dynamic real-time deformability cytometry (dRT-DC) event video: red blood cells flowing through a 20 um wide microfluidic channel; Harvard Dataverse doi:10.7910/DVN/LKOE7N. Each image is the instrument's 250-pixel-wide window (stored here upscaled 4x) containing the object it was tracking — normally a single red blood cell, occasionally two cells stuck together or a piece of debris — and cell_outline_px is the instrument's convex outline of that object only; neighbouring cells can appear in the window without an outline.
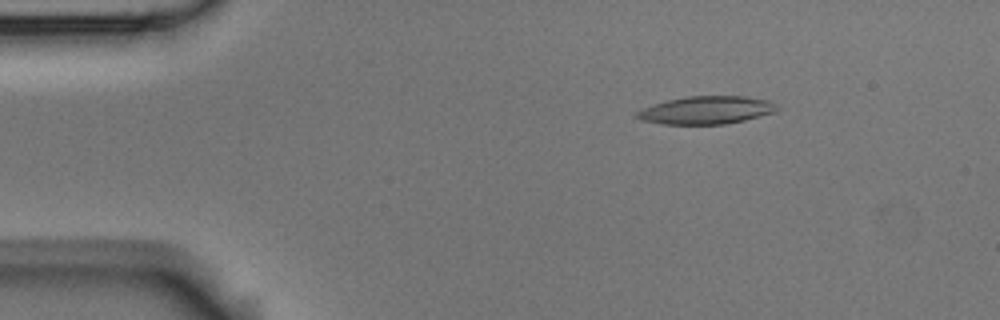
{"species": "Egyptian fruit bat (a non-hibernating species)", "species_latin": "Rousettus aegyptiacus", "temperature_condition": "room temperature", "stored_images_in_passage": 5, "camera_frame_rate_fps": 3000, "um_per_image_px": 0.085, "animal": {"sex": "male"}, "frame": {"image": 1, "passage_image": 2, "time_ms": 0.333, "image_size_px": [1000, 320], "cell_outline_px": [[780, 108], [776, 112], [744, 120], [724, 124], [664, 124], [640, 120], [632, 116], [636, 112], [652, 104], [668, 100], [688, 96], [744, 96], [768, 100], [776, 104]], "centroid_in_image_um": [60.03, 9.36], "position_along_channel_um": 25.0, "area_um2": 22.83}}